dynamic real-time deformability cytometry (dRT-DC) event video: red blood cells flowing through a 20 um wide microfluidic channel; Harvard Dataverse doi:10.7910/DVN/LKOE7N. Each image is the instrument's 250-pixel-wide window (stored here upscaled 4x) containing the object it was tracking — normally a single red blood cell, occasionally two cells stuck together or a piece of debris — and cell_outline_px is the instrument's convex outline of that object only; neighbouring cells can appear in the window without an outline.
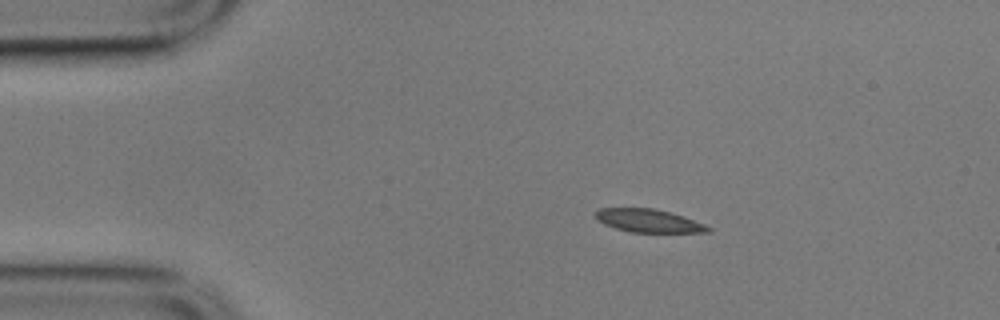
{"species": "common noctule bat (a hibernating species)", "species_latin": "Nyctalus noctula", "temperature_condition": "cold", "stored_images_in_passage": 48, "camera_frame_rate_fps": 3000, "um_per_image_px": 0.085, "animal": {"sex": "male", "body_mass_g": 17.9}, "frame": {"image": 1, "passage_image": 1, "time_ms": 0.0, "image_size_px": [1000, 320], "cell_outline_px": [[712, 232], [628, 232], [604, 224], [596, 220], [596, 212], [600, 208], [652, 208], [684, 216], [704, 224], [712, 228]], "centroid_in_image_um": [55.13, 18.77], "position_along_channel_um": 29.9, "area_um2": 15.09}}
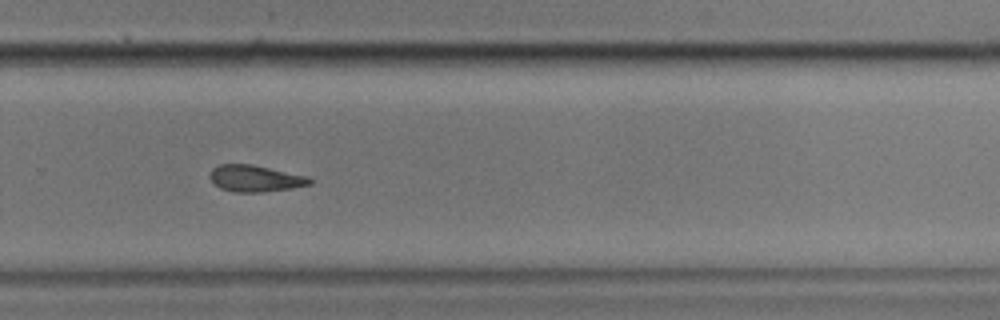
{"frame": {"image": 2, "passage_image": 29, "time_ms": 9.333, "image_size_px": [1000, 320], "cell_outline_px": [[312, 184], [292, 188], [260, 192], [236, 192], [220, 188], [208, 176], [212, 168], [220, 164], [252, 164], [308, 176], [312, 180]], "centroid_in_image_um": [21.7, 15.16], "position_along_channel_um": 308.1, "area_um2": 15.43}}
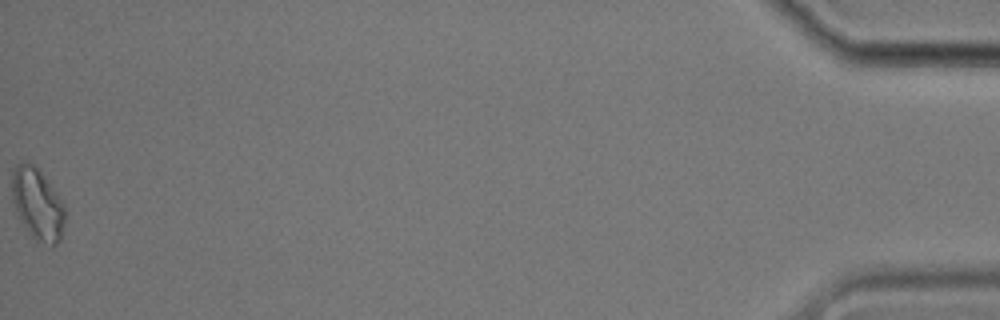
{"frame": {"image": 3, "passage_image": 48, "time_ms": 15.667, "image_size_px": [1000, 320], "cell_outline_px": [[64, 220], [60, 240], [52, 248], [36, 240], [28, 232], [20, 220], [16, 212], [12, 200], [12, 168], [16, 164], [24, 160], [28, 160], [40, 172], [56, 192], [64, 208]], "centroid_in_image_um": [3.15, 17.35], "position_along_channel_um": 432.0, "area_um2": 22.08}}